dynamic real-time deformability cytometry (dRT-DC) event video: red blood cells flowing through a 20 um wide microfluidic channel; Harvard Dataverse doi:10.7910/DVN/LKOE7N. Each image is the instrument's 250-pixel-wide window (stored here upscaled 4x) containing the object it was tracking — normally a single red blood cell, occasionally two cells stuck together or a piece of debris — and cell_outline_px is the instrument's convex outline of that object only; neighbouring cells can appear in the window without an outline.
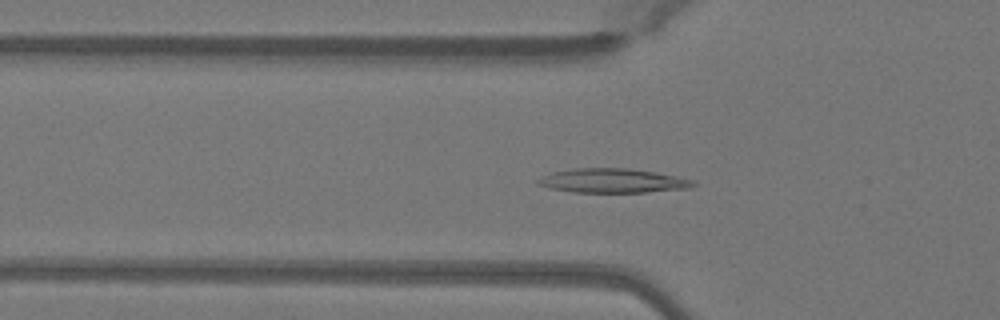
{"species": "Egyptian fruit bat (a non-hibernating species)", "species_latin": "Rousettus aegyptiacus", "temperature_condition": "warm", "stored_images_in_passage": 50, "camera_frame_rate_fps": 3000, "um_per_image_px": 0.085, "animal": {"sex": "female"}, "frame": {"image": 1, "passage_image": 17, "time_ms": 5.333, "image_size_px": [1000, 320], "cell_outline_px": [[696, 184], [688, 188], [644, 192], [572, 192], [552, 188], [540, 184], [536, 180], [552, 172], [576, 168], [628, 168], [676, 176], [692, 180]], "centroid_in_image_um": [52.08, 15.36], "position_along_channel_um": 73.7, "area_um2": 21.44}}
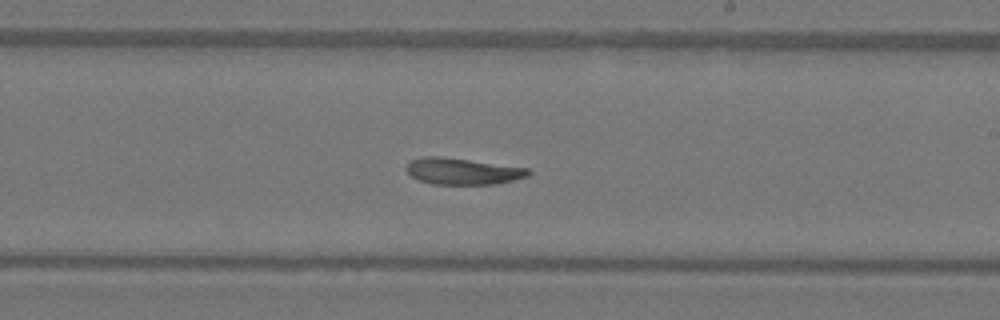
{"frame": {"image": 2, "passage_image": 30, "time_ms": 9.667, "image_size_px": [1000, 320], "cell_outline_px": [[532, 172], [528, 176], [496, 184], [432, 184], [420, 180], [412, 176], [404, 168], [412, 160], [424, 156], [440, 156], [528, 168]], "centroid_in_image_um": [39.32, 14.56], "position_along_channel_um": 249.7, "area_um2": 18.61}}
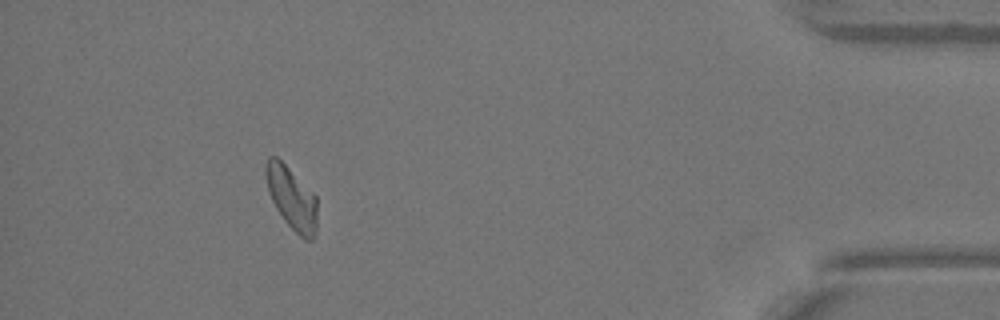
{"frame": {"image": 3, "passage_image": 46, "time_ms": 15.0, "image_size_px": [1000, 320], "cell_outline_px": [[316, 236], [312, 240], [304, 240], [284, 220], [276, 208], [268, 192], [264, 172], [264, 164], [268, 156], [276, 156], [316, 196]], "centroid_in_image_um": [24.77, 16.84], "position_along_channel_um": 410.4, "area_um2": 18.67}, "authors_computed_cell_mechanics": {"area_um2": 19.3919, "velocity_mm_per_s": 4.0456, "shape_relaxation_time_tau1_ms": 9.8788, "shape_relaxation_time_tau2_ms": null, "deformation_change_tau1": 0.2014, "deformation_change_tau2": null}}